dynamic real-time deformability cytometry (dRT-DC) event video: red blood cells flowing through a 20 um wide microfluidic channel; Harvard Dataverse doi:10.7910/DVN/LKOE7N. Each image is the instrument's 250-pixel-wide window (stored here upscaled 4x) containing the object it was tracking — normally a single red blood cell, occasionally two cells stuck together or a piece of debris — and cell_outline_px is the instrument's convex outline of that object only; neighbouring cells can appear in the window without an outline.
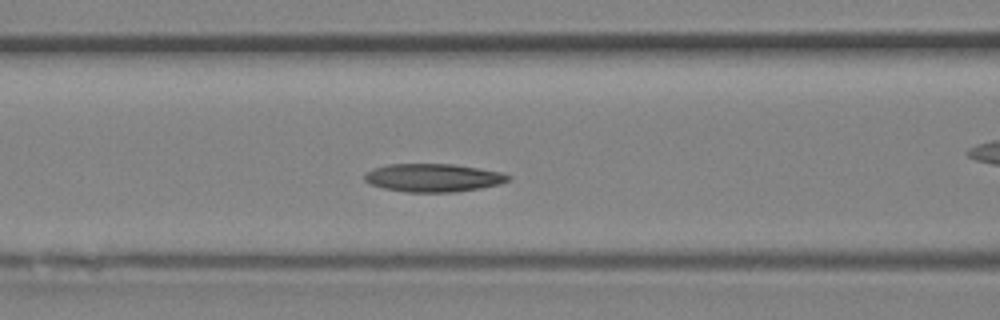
{"species": "Egyptian fruit bat (a non-hibernating species)", "species_latin": "Rousettus aegyptiacus", "temperature_condition": "room temperature", "stored_images_in_passage": 28, "camera_frame_rate_fps": 3000, "um_per_image_px": 0.085, "animal": {"sex": "female"}, "frame": {"image": 1, "passage_image": 9, "time_ms": 2.667, "image_size_px": [1000, 320], "cell_outline_px": [[512, 176], [508, 180], [500, 184], [480, 188], [456, 192], [404, 192], [384, 188], [372, 184], [364, 180], [364, 176], [368, 172], [376, 168], [388, 164], [452, 164], [500, 172]], "centroid_in_image_um": [36.83, 15.11], "position_along_channel_um": 129.8, "area_um2": 23.29}}
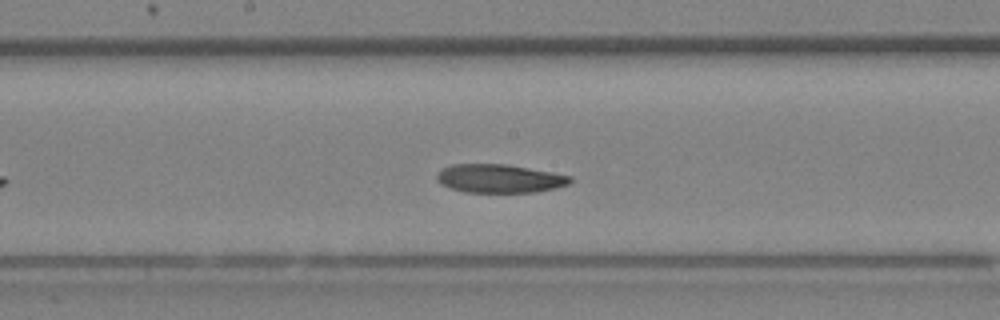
{"frame": {"image": 2, "passage_image": 13, "time_ms": 4.0, "image_size_px": [1000, 320], "cell_outline_px": [[572, 180], [568, 184], [556, 188], [536, 192], [464, 192], [440, 184], [436, 180], [436, 176], [440, 168], [452, 164], [508, 164], [552, 172], [572, 176]], "centroid_in_image_um": [42.44, 15.17], "position_along_channel_um": 205.8, "area_um2": 22.31}}